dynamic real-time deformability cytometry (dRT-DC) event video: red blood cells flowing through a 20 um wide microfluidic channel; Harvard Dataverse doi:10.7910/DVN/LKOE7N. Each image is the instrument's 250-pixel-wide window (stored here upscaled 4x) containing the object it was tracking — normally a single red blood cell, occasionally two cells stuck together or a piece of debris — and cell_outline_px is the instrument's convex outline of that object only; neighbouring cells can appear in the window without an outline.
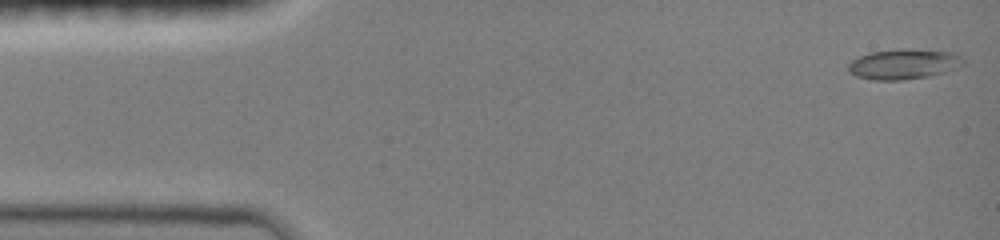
{"species": "common noctule bat (a hibernating species)", "species_latin": "Nyctalus noctula", "temperature_condition": "room temperature", "stored_images_in_passage": 47, "camera_frame_rate_fps": 3000, "um_per_image_px": 0.085, "animal": {"sex": "female", "body_mass_g": 19.0, "forearm_length_mm": 51.5}, "frame": {"image": 1, "passage_image": 1, "time_ms": 0.0, "image_size_px": [1000, 240], "cell_outline_px": [[964, 64], [944, 72], [928, 76], [904, 80], [872, 80], [856, 76], [848, 72], [848, 64], [852, 60], [860, 56], [872, 52], [904, 48], [956, 52], [964, 60]], "centroid_in_image_um": [76.81, 5.44], "position_along_channel_um": 8.2, "area_um2": 20.29}}
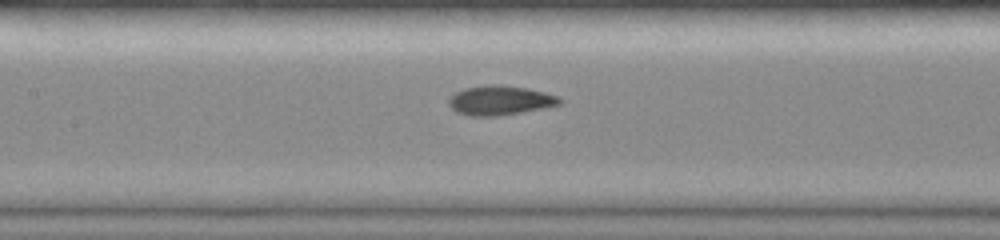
{"frame": {"image": 2, "passage_image": 21, "time_ms": 6.667, "image_size_px": [1000, 240], "cell_outline_px": [[564, 100], [560, 104], [544, 108], [496, 116], [468, 116], [456, 112], [448, 104], [448, 100], [456, 92], [464, 88], [488, 84], [500, 84], [528, 88], [544, 92], [556, 96]], "centroid_in_image_um": [42.49, 8.52], "position_along_channel_um": 164.9, "area_um2": 19.07}}
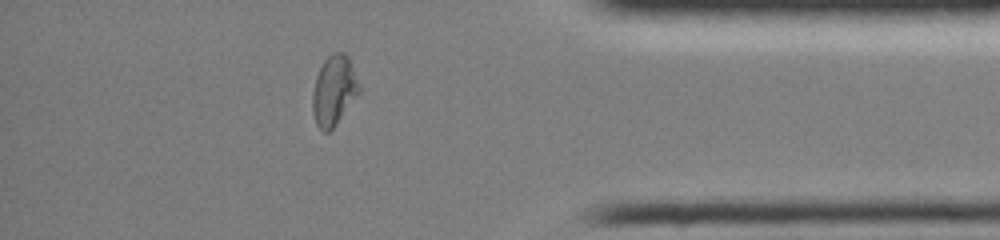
{"frame": {"image": 3, "passage_image": 40, "time_ms": 13.0, "image_size_px": [1000, 240], "cell_outline_px": [[360, 92], [336, 124], [328, 132], [324, 132], [316, 124], [312, 112], [312, 92], [316, 76], [324, 60], [332, 52], [344, 52], [348, 56], [360, 84]], "centroid_in_image_um": [28.38, 7.68], "position_along_channel_um": 406.8, "area_um2": 19.02}, "authors_computed_cell_mechanics": {"area_um2": 18.4382, "velocity_mm_per_s": 4.0703, "shape_relaxation_time_tau1_ms": 6.8132, "shape_relaxation_time_tau2_ms": 1.2195, "deformation_change_tau1": 0.2456, "deformation_change_tau2": 0.0558}}